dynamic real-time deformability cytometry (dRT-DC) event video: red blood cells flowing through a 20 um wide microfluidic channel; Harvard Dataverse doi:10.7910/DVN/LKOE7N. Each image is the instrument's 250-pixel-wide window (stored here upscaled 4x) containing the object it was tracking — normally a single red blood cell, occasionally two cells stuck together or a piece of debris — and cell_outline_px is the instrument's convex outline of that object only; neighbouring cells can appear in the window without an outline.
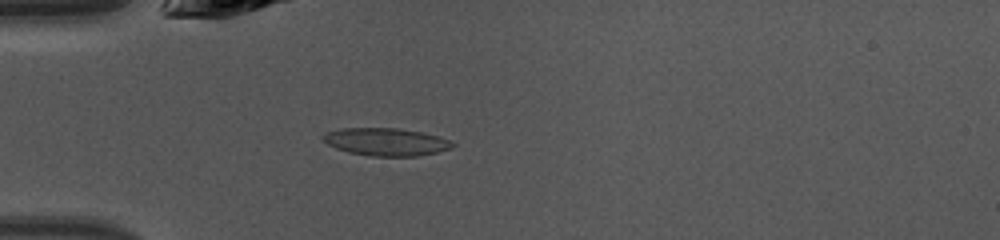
{"species": "common noctule bat (a hibernating species)", "species_latin": "Nyctalus noctula", "temperature_condition": "warm", "stored_images_in_passage": 46, "camera_frame_rate_fps": 3000, "um_per_image_px": 0.085, "animal": {"sex": "female", "body_mass_g": 10.0, "forearm_length_mm": 53.1}, "frame": {"image": 1, "passage_image": 13, "time_ms": 4.0, "image_size_px": [1000, 240], "cell_outline_px": [[456, 144], [452, 148], [436, 152], [416, 156], [372, 156], [348, 152], [336, 148], [328, 144], [320, 136], [324, 132], [340, 128], [400, 128], [440, 136]], "centroid_in_image_um": [32.79, 12.05], "position_along_channel_um": 52.2, "area_um2": 20.92}}
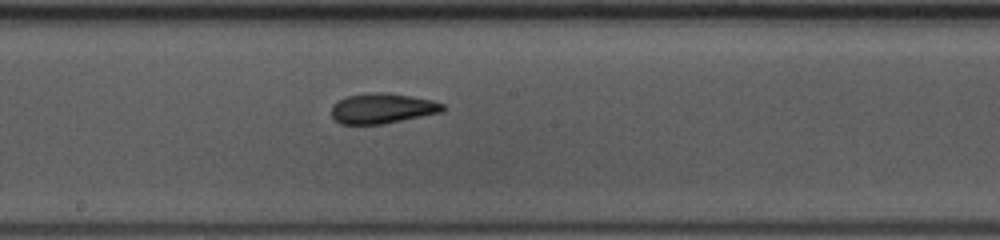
{"frame": {"image": 2, "passage_image": 25, "time_ms": 8.0, "image_size_px": [1000, 240], "cell_outline_px": [[444, 112], [384, 124], [340, 124], [332, 116], [332, 104], [336, 100], [344, 96], [372, 92], [384, 92], [412, 96], [432, 100], [444, 104]], "centroid_in_image_um": [32.49, 9.21], "position_along_channel_um": 215.7, "area_um2": 19.88}}
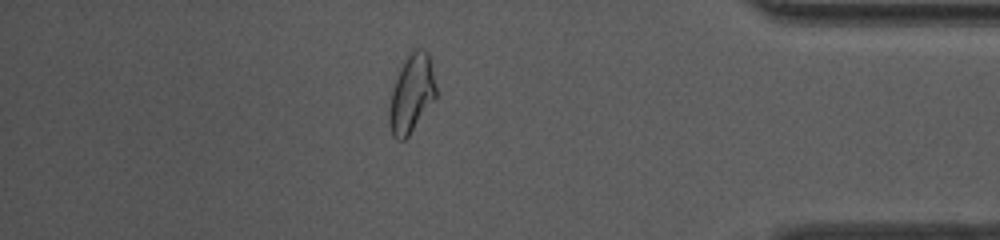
{"frame": {"image": 3, "passage_image": 40, "time_ms": 13.0, "image_size_px": [1000, 240], "cell_outline_px": [[436, 96], [408, 136], [404, 140], [396, 140], [392, 136], [388, 120], [388, 108], [392, 88], [400, 68], [408, 52], [412, 48], [420, 48], [428, 52], [432, 68], [436, 88]], "centroid_in_image_um": [34.95, 7.94], "position_along_channel_um": 400.3, "area_um2": 21.33}, "authors_computed_cell_mechanics": {"area_um2": 20.1433, "velocity_mm_per_s": 4.2868, "shape_relaxation_time_tau1_ms": 3.2075, "shape_relaxation_time_tau2_ms": 1.9214, "deformation_change_tau1": 0.1359, "deformation_change_tau2": 0.0834}}